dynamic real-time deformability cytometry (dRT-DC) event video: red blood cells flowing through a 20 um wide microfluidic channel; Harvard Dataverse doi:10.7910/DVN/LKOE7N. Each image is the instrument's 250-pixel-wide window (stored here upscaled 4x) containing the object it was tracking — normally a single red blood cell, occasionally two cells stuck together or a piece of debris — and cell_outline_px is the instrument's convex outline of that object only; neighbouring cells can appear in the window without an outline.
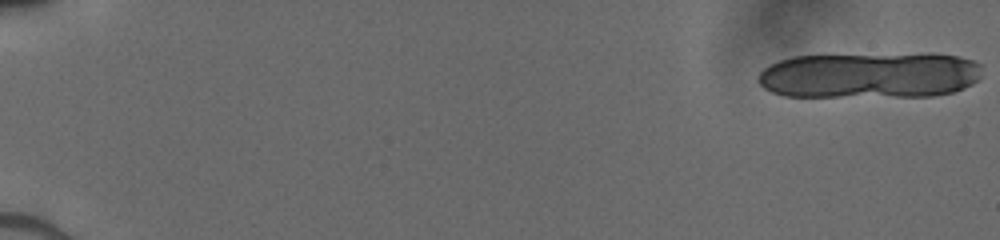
{"species": "human", "species_latin": "Homo sapiens", "temperature_condition": "cold", "stored_images_in_passage": 28, "camera_frame_rate_fps": 3000, "um_per_image_px": 0.085, "donor": {"sex": "male"}, "frame": {"image": 1, "passage_image": 1, "time_ms": 0.0, "image_size_px": [1000, 240], "cell_outline_px": [[980, 76], [972, 84], [964, 88], [952, 92], [932, 96], [784, 96], [772, 92], [764, 88], [760, 84], [760, 72], [764, 68], [780, 60], [792, 56], [932, 52], [960, 56], [972, 60], [980, 64]], "centroid_in_image_um": [73.97, 6.37], "position_along_channel_um": 11.0, "area_um2": 60.86}}
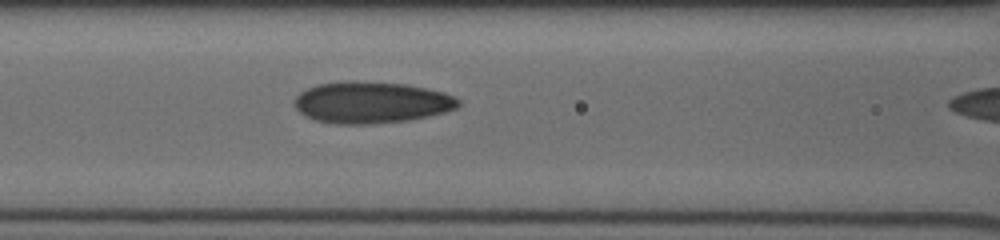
{"frame": {"image": 2, "passage_image": 27, "time_ms": 7.0, "image_size_px": [1000, 240], "cell_outline_px": [[460, 104], [456, 108], [444, 112], [428, 116], [408, 120], [372, 124], [336, 124], [316, 120], [300, 112], [292, 104], [292, 100], [300, 92], [308, 88], [320, 84], [352, 80], [404, 84], [444, 92], [460, 100]], "centroid_in_image_um": [31.54, 8.71], "position_along_channel_um": 135.1, "area_um2": 39.59}}